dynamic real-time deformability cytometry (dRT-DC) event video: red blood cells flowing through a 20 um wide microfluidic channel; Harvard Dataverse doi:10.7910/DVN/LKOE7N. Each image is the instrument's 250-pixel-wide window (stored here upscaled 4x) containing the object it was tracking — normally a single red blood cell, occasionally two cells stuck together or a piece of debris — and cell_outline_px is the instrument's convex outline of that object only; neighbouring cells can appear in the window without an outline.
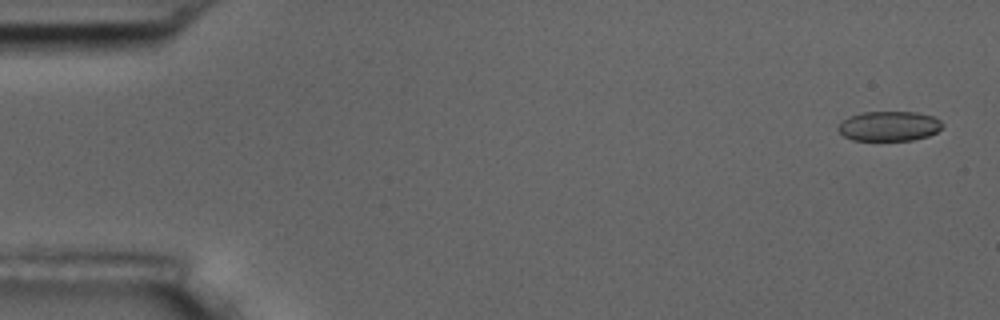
{"species": "common noctule bat (a hibernating species)", "species_latin": "Nyctalus noctula", "temperature_condition": "room temperature", "stored_images_in_passage": 9, "camera_frame_rate_fps": 3000, "um_per_image_px": 0.085, "animal": {"sex": "male", "body_mass_g": 17.5, "forearm_length_mm": 52.3}, "frame": {"image": 1, "passage_image": 1, "time_ms": 0.0, "image_size_px": [1000, 320], "cell_outline_px": [[944, 124], [936, 132], [928, 136], [912, 140], [852, 140], [844, 136], [836, 128], [848, 116], [864, 112], [916, 112], [932, 116], [940, 120]], "centroid_in_image_um": [75.57, 10.72], "position_along_channel_um": 9.4, "area_um2": 18.03}}
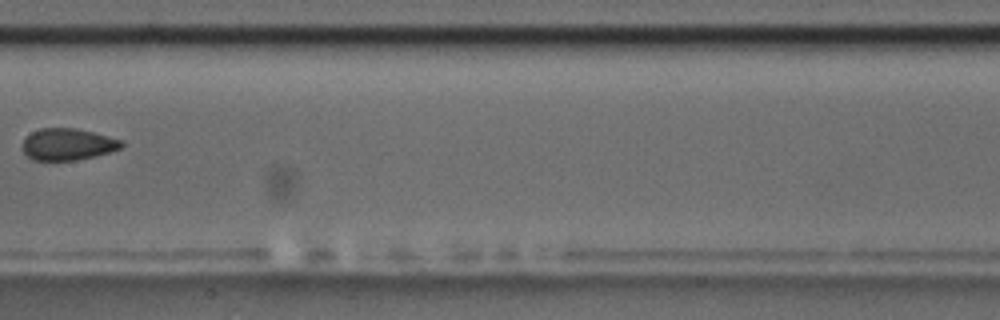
{"frame": {"image": 2, "passage_image": 8, "time_ms": 9.0, "image_size_px": [1000, 320], "cell_outline_px": [[124, 144], [120, 148], [108, 152], [76, 160], [32, 160], [20, 148], [24, 136], [40, 128], [76, 128], [92, 132], [120, 140]], "centroid_in_image_um": [5.66, 12.26], "position_along_channel_um": 201.7, "area_um2": 18.21}}
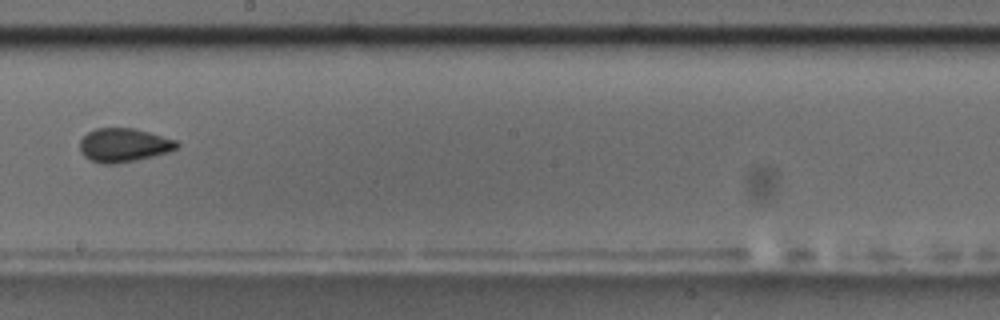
{"frame": {"image": 3, "passage_image": 9, "time_ms": 10.0, "image_size_px": [1000, 320], "cell_outline_px": [[180, 144], [176, 148], [168, 152], [136, 160], [116, 164], [100, 164], [84, 156], [80, 152], [80, 140], [88, 132], [96, 128], [132, 128], [148, 132], [176, 140]], "centroid_in_image_um": [10.5, 12.34], "position_along_channel_um": 237.7, "area_um2": 18.96}}